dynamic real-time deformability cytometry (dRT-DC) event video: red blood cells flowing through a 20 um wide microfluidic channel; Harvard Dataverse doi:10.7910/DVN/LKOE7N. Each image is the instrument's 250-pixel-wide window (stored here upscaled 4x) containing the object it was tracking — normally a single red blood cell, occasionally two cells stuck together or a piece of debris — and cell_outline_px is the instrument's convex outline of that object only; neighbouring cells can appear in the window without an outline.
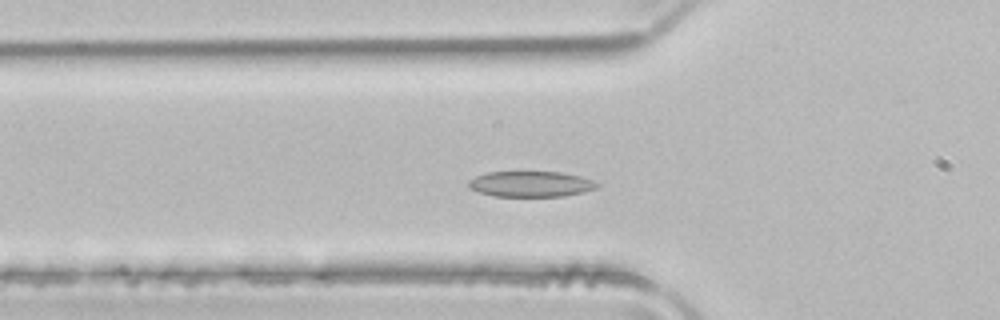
{"species": "common noctule bat (a hibernating species)", "species_latin": "Nyctalus noctula", "temperature_condition": "room temperature", "stored_images_in_passage": 48, "camera_frame_rate_fps": 3000, "um_per_image_px": 0.085, "animal": {"sex": "male", "body_mass_g": 21.5, "forearm_length_mm": 52.0}, "frame": {"image": 1, "passage_image": 13, "time_ms": 4.0, "image_size_px": [1000, 320], "cell_outline_px": [[600, 184], [596, 188], [584, 192], [564, 196], [492, 196], [468, 188], [468, 180], [476, 176], [488, 172], [560, 172], [580, 176], [596, 180]], "centroid_in_image_um": [45.14, 15.64], "position_along_channel_um": 80.7, "area_um2": 19.31}}
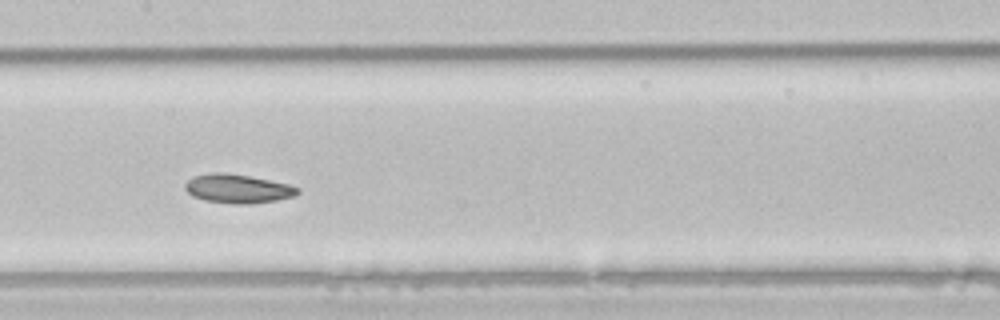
{"frame": {"image": 2, "passage_image": 21, "time_ms": 6.667, "image_size_px": [1000, 320], "cell_outline_px": [[300, 192], [292, 196], [276, 200], [248, 204], [236, 204], [204, 200], [192, 196], [184, 188], [184, 184], [192, 176], [212, 172], [220, 172], [248, 176], [288, 184], [300, 188]], "centroid_in_image_um": [20.16, 16.03], "position_along_channel_um": 187.2, "area_um2": 18.79}}
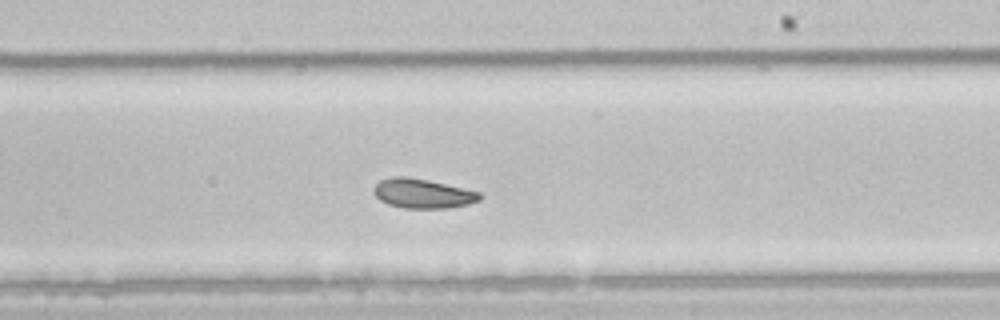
{"frame": {"image": 3, "passage_image": 26, "time_ms": 8.333, "image_size_px": [1000, 320], "cell_outline_px": [[484, 196], [480, 200], [468, 204], [448, 208], [404, 208], [388, 204], [380, 200], [372, 192], [372, 188], [380, 180], [392, 176], [404, 176], [428, 180], [480, 192]], "centroid_in_image_um": [35.91, 16.45], "position_along_channel_um": 253.1, "area_um2": 18.26}, "authors_computed_cell_mechanics": {"area_um2": 20.1433, "velocity_mm_per_s": 3.966, "shape_relaxation_time_tau1_ms": 2.703, "shape_relaxation_time_tau2_ms": 3.393, "deformation_change_tau1": 0.0952, "deformation_change_tau2": 0.0839}}